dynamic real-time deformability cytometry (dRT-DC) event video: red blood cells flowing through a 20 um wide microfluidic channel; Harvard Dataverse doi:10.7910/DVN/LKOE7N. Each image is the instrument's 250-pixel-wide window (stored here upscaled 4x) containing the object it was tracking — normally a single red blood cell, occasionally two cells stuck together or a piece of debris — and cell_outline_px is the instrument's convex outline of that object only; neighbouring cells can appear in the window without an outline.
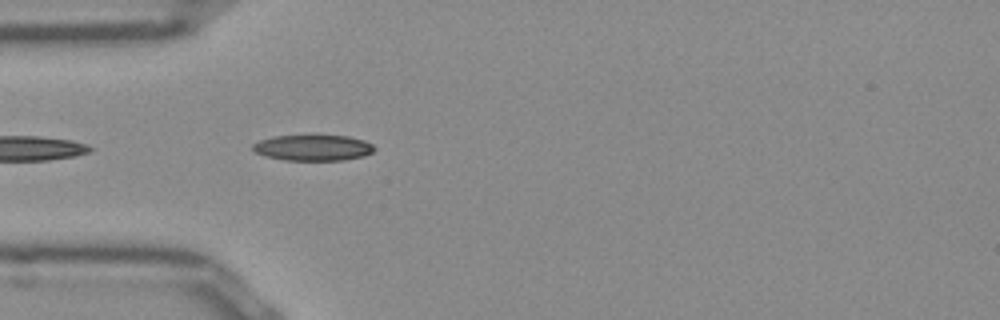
{"species": "Egyptian fruit bat (a non-hibernating species)", "species_latin": "Rousettus aegyptiacus", "temperature_condition": "room temperature", "stored_images_in_passage": 11, "camera_frame_rate_fps": 3000, "um_per_image_px": 0.085, "frame": {"image": 1, "passage_image": 2, "time_ms": 0.333, "image_size_px": [1000, 320], "cell_outline_px": [[376, 148], [372, 152], [364, 156], [344, 160], [284, 160], [264, 156], [256, 152], [252, 148], [252, 144], [260, 140], [272, 136], [348, 136], [364, 140], [372, 144]], "centroid_in_image_um": [26.61, 12.56], "position_along_channel_um": 58.4, "area_um2": 18.26}}
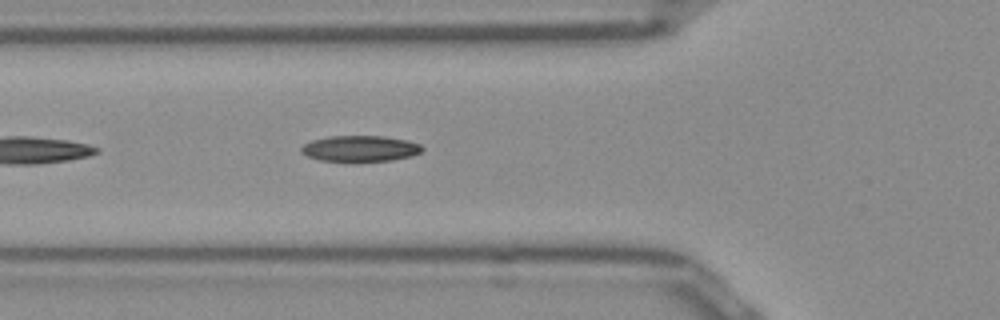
{"frame": {"image": 2, "passage_image": 5, "time_ms": 1.333, "image_size_px": [1000, 320], "cell_outline_px": [[424, 148], [420, 152], [408, 156], [392, 160], [352, 164], [320, 160], [308, 156], [300, 152], [300, 148], [304, 144], [312, 140], [328, 136], [380, 136], [408, 140], [420, 144]], "centroid_in_image_um": [30.56, 12.66], "position_along_channel_um": 95.2, "area_um2": 18.9}}
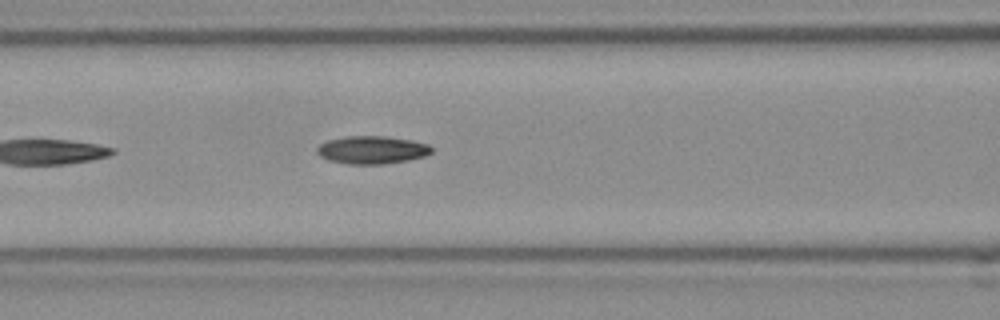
{"frame": {"image": 3, "passage_image": 8, "time_ms": 2.333, "image_size_px": [1000, 320], "cell_outline_px": [[432, 152], [424, 156], [408, 160], [384, 164], [348, 164], [328, 160], [320, 156], [316, 152], [316, 148], [320, 144], [328, 140], [348, 136], [384, 136], [412, 140], [428, 144], [432, 148]], "centroid_in_image_um": [31.61, 12.74], "position_along_channel_um": 135.0, "area_um2": 18.61}}